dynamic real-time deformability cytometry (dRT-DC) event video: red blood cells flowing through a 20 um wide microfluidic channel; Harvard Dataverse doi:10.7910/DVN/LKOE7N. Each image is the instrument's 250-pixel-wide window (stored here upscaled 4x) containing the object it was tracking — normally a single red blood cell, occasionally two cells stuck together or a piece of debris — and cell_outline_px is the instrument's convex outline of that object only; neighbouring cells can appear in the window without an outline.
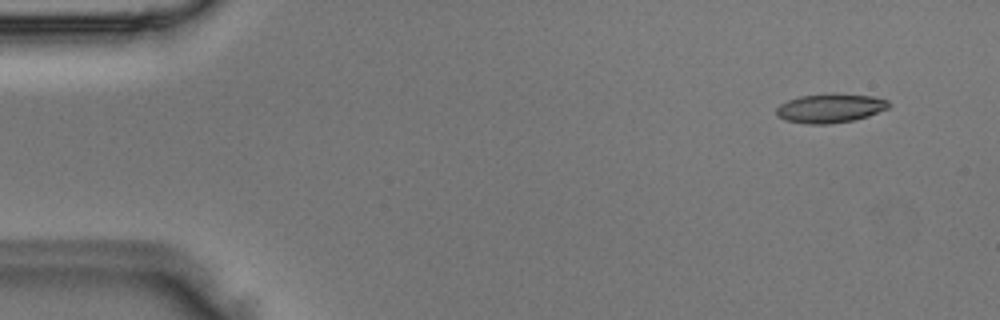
{"species": "Egyptian fruit bat (a non-hibernating species)", "species_latin": "Rousettus aegyptiacus", "temperature_condition": "room temperature", "stored_images_in_passage": 3, "camera_frame_rate_fps": 3000, "um_per_image_px": 0.085, "animal": {"sex": "male"}, "frame": {"image": 1, "passage_image": 1, "time_ms": 0.0, "image_size_px": [1000, 320], "cell_outline_px": [[892, 104], [888, 108], [868, 116], [852, 120], [828, 124], [808, 124], [784, 120], [776, 116], [776, 108], [780, 104], [788, 100], [800, 96], [832, 92], [836, 92], [872, 96], [888, 100]], "centroid_in_image_um": [70.56, 9.18], "position_along_channel_um": 14.4, "area_um2": 19.36}}
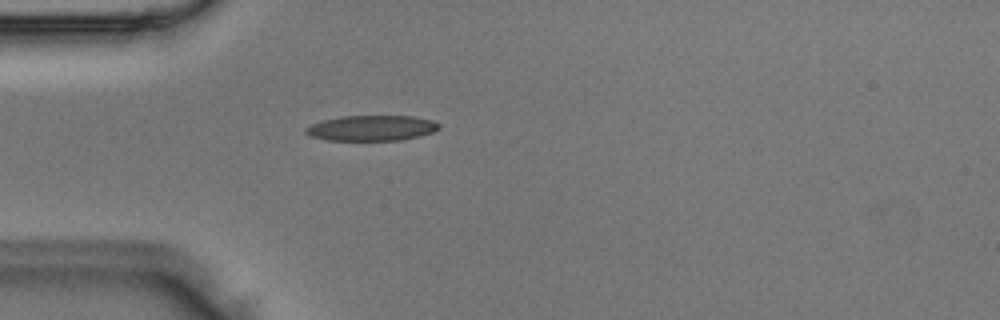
{"frame": {"image": 2, "passage_image": 3, "time_ms": 0.667, "image_size_px": [1000, 320], "cell_outline_px": [[440, 128], [432, 132], [400, 140], [328, 140], [312, 136], [304, 132], [304, 128], [312, 124], [324, 120], [340, 116], [412, 116], [432, 120], [440, 124]], "centroid_in_image_um": [31.58, 10.88], "position_along_channel_um": 53.4, "area_um2": 19.54}}